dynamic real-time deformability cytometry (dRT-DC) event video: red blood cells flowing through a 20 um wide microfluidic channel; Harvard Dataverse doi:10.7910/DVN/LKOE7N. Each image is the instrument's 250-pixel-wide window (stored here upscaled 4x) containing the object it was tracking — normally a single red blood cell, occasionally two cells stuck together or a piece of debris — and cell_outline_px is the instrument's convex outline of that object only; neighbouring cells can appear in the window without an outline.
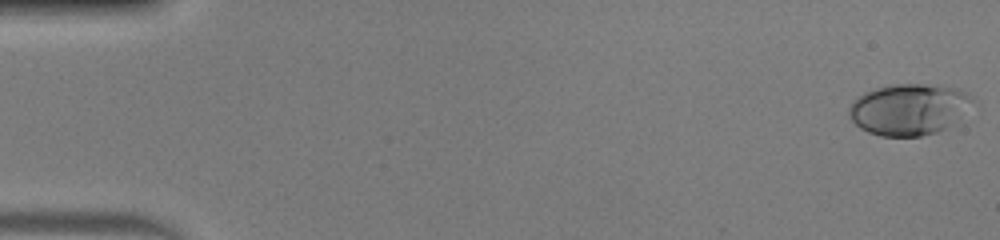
{"species": "human", "species_latin": "Homo sapiens", "temperature_condition": "warm", "stored_images_in_passage": 51, "camera_frame_rate_fps": 3000, "um_per_image_px": 0.085, "donor": {"sex": "male"}, "frame": {"image": 1, "passage_image": 1, "time_ms": 0.0, "image_size_px": [1000, 240], "cell_outline_px": [[972, 100], [956, 124], [936, 132], [920, 136], [880, 136], [868, 132], [860, 128], [852, 120], [848, 112], [848, 108], [864, 92], [876, 88], [896, 84], [924, 84], [956, 88], [968, 92], [972, 96]], "centroid_in_image_um": [77.27, 9.3], "position_along_channel_um": 7.7, "area_um2": 36.7}}
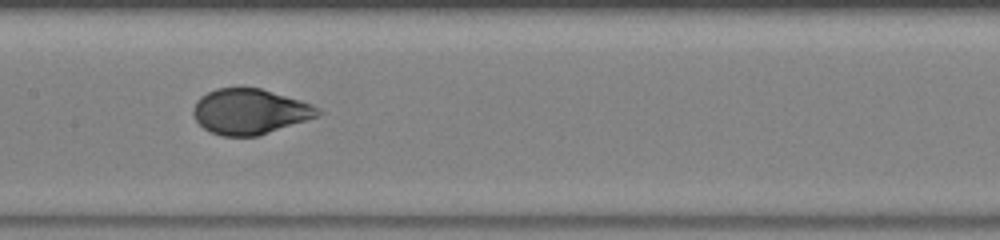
{"frame": {"image": 2, "passage_image": 26, "time_ms": 8.333, "image_size_px": [1000, 240], "cell_outline_px": [[324, 112], [320, 116], [260, 136], [220, 136], [204, 128], [196, 120], [192, 112], [192, 108], [196, 100], [200, 96], [216, 88], [260, 88], [300, 100], [312, 104], [320, 108]], "centroid_in_image_um": [21.26, 9.49], "position_along_channel_um": 186.1, "area_um2": 33.23}}
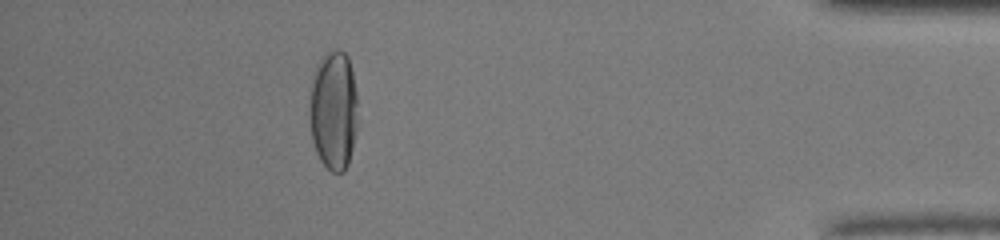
{"frame": {"image": 3, "passage_image": 46, "time_ms": 15.0, "image_size_px": [1000, 240], "cell_outline_px": [[356, 132], [348, 164], [344, 172], [332, 172], [320, 160], [316, 152], [312, 140], [312, 72], [316, 64], [328, 52], [336, 48], [340, 48], [348, 56], [352, 72], [356, 92]], "centroid_in_image_um": [28.37, 9.36], "position_along_channel_um": 406.8, "area_um2": 32.95}, "authors_computed_cell_mechanics": {"area_um2": 34.1598, "velocity_mm_per_s": 4.0482, "shape_relaxation_time_tau1_ms": 5.8097, "shape_relaxation_time_tau2_ms": null, "deformation_change_tau1": 0.2512, "deformation_change_tau2": null}}